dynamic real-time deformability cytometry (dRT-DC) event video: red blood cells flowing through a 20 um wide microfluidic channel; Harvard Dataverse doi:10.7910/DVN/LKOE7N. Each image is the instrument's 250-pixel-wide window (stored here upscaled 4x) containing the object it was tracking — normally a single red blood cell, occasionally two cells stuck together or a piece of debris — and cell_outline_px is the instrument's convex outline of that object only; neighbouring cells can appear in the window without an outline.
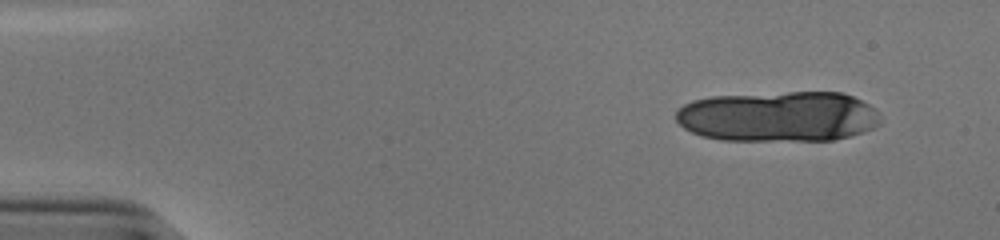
{"species": "human", "species_latin": "Homo sapiens", "temperature_condition": "cold", "stored_images_in_passage": 12, "camera_frame_rate_fps": 3000, "um_per_image_px": 0.085, "donor": {"sex": "male"}, "frame": {"image": 1, "passage_image": 1, "time_ms": 0.0, "image_size_px": [1000, 240], "cell_outline_px": [[880, 124], [876, 128], [864, 132], [832, 140], [720, 140], [700, 136], [684, 128], [676, 120], [676, 108], [692, 100], [712, 96], [788, 92], [844, 92], [868, 104], [876, 112], [880, 120]], "centroid_in_image_um": [66.13, 9.9], "position_along_channel_um": 18.9, "area_um2": 60.4}}